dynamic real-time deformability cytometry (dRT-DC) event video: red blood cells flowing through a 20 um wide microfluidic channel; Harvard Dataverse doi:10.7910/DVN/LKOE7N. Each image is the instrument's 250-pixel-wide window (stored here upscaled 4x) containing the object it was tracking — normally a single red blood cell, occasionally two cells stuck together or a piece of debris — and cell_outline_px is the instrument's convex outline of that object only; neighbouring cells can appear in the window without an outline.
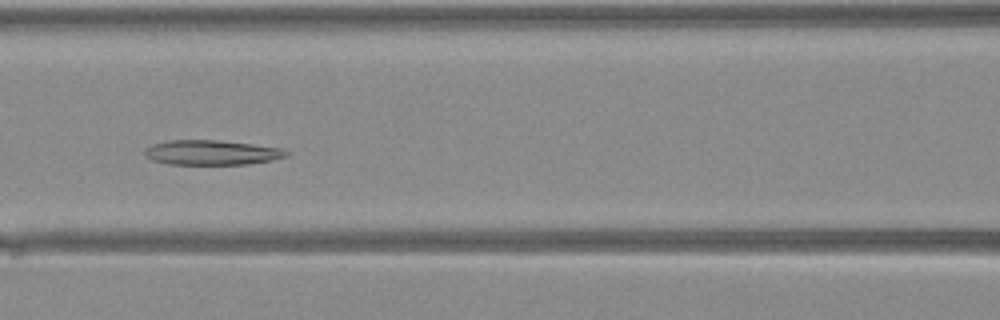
{"species": "Egyptian fruit bat (a non-hibernating species)", "species_latin": "Rousettus aegyptiacus", "temperature_condition": "warm", "stored_images_in_passage": 25, "camera_frame_rate_fps": 3000, "um_per_image_px": 0.085, "animal": {"sex": "female"}, "frame": {"image": 1, "passage_image": 9, "time_ms": 2.667, "image_size_px": [1000, 320], "cell_outline_px": [[288, 156], [272, 160], [248, 164], [168, 164], [152, 160], [144, 156], [144, 148], [152, 144], [168, 140], [216, 140], [280, 148], [288, 152]], "centroid_in_image_um": [17.92, 12.97], "position_along_channel_um": 148.7, "area_um2": 20.35}}
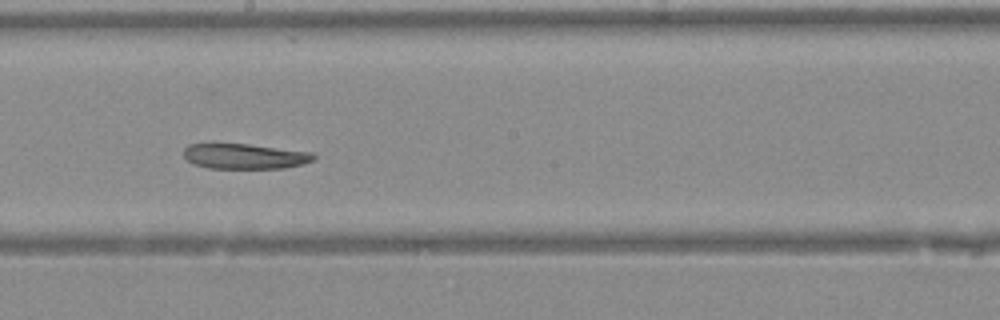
{"frame": {"image": 2, "passage_image": 14, "time_ms": 4.333, "image_size_px": [1000, 320], "cell_outline_px": [[316, 156], [312, 160], [300, 164], [284, 168], [208, 168], [192, 164], [184, 156], [184, 148], [188, 144], [248, 144], [312, 152]], "centroid_in_image_um": [20.77, 13.28], "position_along_channel_um": 227.4, "area_um2": 18.96}}
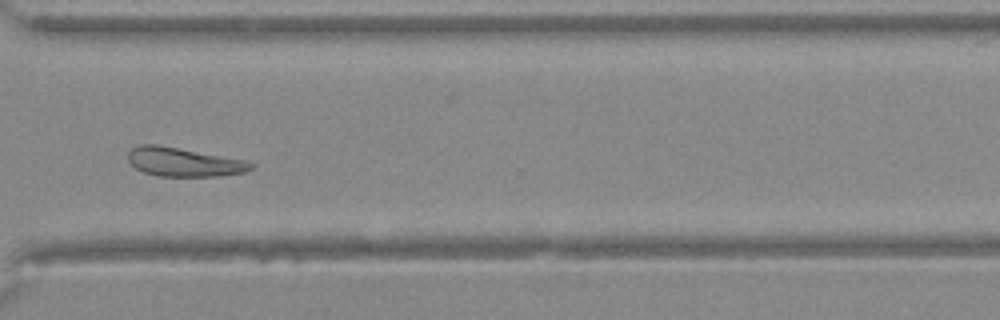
{"frame": {"image": 3, "passage_image": 22, "time_ms": 7.0, "image_size_px": [1000, 320], "cell_outline_px": [[256, 164], [252, 168], [244, 172], [216, 176], [156, 176], [144, 172], [136, 168], [128, 160], [128, 152], [132, 148], [140, 144], [156, 144], [244, 160]], "centroid_in_image_um": [15.59, 13.77], "position_along_channel_um": 355.0, "area_um2": 20.4}}